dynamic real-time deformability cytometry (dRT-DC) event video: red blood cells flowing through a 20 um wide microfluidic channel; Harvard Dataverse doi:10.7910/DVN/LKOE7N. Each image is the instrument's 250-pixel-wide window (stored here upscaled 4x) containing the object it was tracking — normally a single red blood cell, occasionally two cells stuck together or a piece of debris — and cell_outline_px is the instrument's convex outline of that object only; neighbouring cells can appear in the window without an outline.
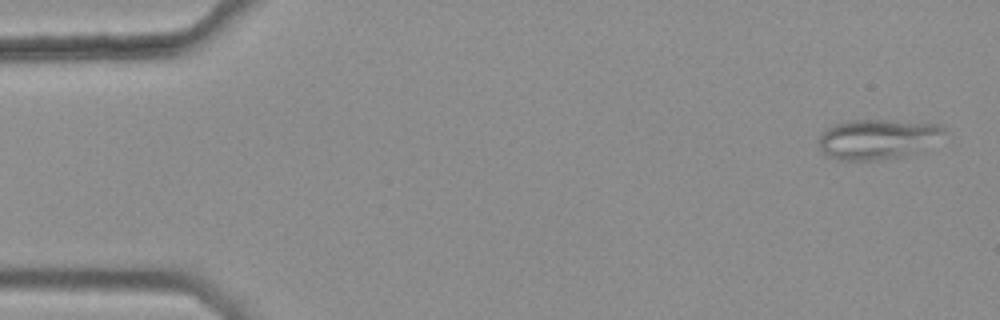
{"species": "common noctule bat (a hibernating species)", "species_latin": "Nyctalus noctula", "temperature_condition": "warm", "stored_images_in_passage": 4, "camera_frame_rate_fps": 3000, "um_per_image_px": 0.085, "animal": {"sex": "female", "body_mass_g": 25.1}, "frame": {"image": 1, "passage_image": 1, "time_ms": 0.0, "image_size_px": [1000, 320], "cell_outline_px": [[944, 132], [900, 156], [880, 160], [836, 160], [828, 156], [820, 148], [816, 140], [828, 128], [836, 124], [852, 120], [884, 120], [944, 124]], "centroid_in_image_um": [74.42, 11.8], "position_along_channel_um": 10.6, "area_um2": 27.92}}